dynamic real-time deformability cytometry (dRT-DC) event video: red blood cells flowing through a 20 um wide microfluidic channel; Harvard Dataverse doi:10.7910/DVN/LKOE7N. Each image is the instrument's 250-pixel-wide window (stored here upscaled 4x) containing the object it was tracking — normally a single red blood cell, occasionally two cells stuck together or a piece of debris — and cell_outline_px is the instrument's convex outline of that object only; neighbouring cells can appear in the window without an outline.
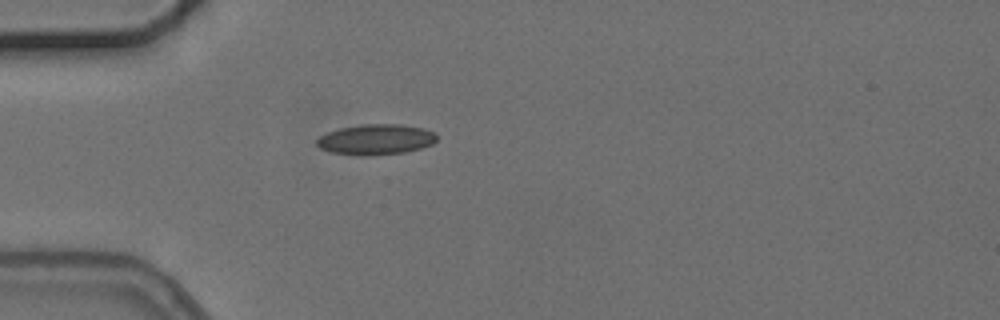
{"species": "common noctule bat (a hibernating species)", "species_latin": "Nyctalus noctula", "temperature_condition": "cold", "stored_images_in_passage": 3, "camera_frame_rate_fps": 3000, "um_per_image_px": 0.085, "animal": {"sex": "female", "body_mass_g": 24.6, "forearm_length_mm": 56.2}, "frame": {"image": 1, "passage_image": 3, "time_ms": 2.667, "image_size_px": [1000, 320], "cell_outline_px": [[436, 140], [432, 144], [420, 148], [404, 152], [332, 152], [320, 148], [316, 144], [316, 140], [320, 136], [328, 132], [340, 128], [360, 124], [400, 124], [424, 128], [436, 132]], "centroid_in_image_um": [32.0, 11.78], "position_along_channel_um": 53.0, "area_um2": 20.23}}